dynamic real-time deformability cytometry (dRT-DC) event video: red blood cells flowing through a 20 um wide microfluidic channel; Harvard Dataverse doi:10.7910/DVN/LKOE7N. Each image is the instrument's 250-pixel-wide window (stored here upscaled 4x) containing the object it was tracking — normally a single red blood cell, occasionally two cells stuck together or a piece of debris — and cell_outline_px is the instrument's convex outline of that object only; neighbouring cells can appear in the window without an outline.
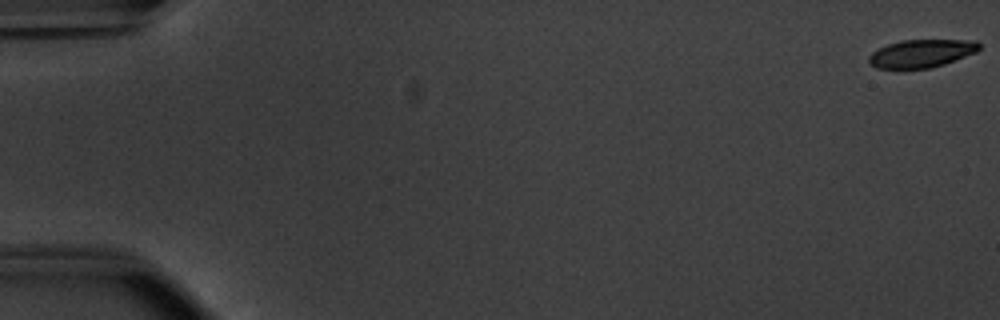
{"species": "common noctule bat (a hibernating species)", "species_latin": "Nyctalus noctula", "temperature_condition": "warm", "stored_images_in_passage": 53, "camera_frame_rate_fps": 3000, "um_per_image_px": 0.085, "animal": {"sex": "male", "body_mass_g": 20.1, "forearm_length_mm": 53.5}, "frame": {"image": 1, "passage_image": 1, "time_ms": 0.0, "image_size_px": [1000, 320], "cell_outline_px": [[980, 48], [976, 52], [944, 64], [928, 68], [876, 68], [868, 60], [868, 56], [872, 52], [888, 44], [900, 40], [976, 40], [980, 44]], "centroid_in_image_um": [78.33, 4.53], "position_along_channel_um": 6.7, "area_um2": 17.8}}
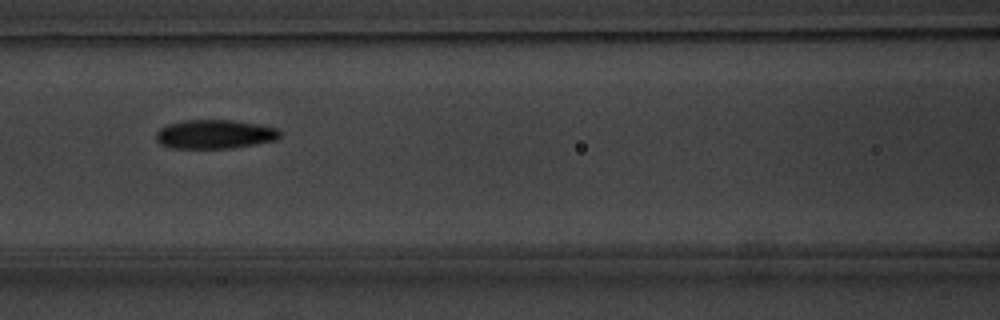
{"frame": {"image": 2, "passage_image": 25, "time_ms": 8.0, "image_size_px": [1000, 320], "cell_outline_px": [[280, 136], [276, 140], [256, 144], [232, 148], [172, 148], [160, 144], [156, 140], [156, 132], [160, 128], [168, 124], [184, 120], [232, 120], [260, 124], [276, 128], [280, 132]], "centroid_in_image_um": [18.25, 11.41], "position_along_channel_um": 148.4, "area_um2": 20.98}}
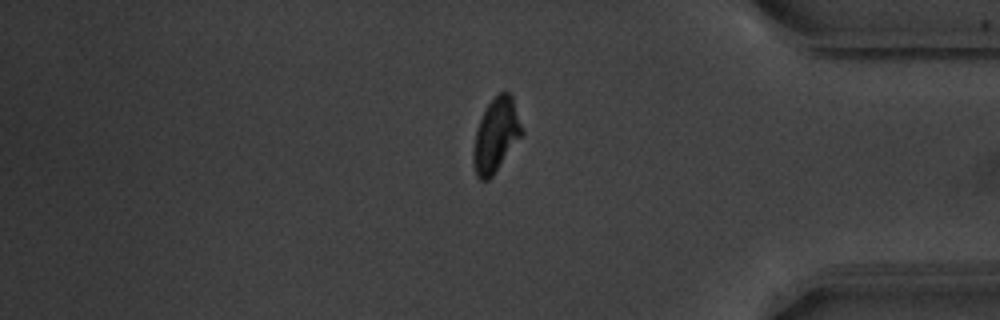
{"frame": {"image": 3, "passage_image": 46, "time_ms": 15.0, "image_size_px": [1000, 320], "cell_outline_px": [[524, 132], [492, 176], [488, 180], [480, 180], [476, 176], [472, 160], [472, 152], [476, 132], [480, 120], [488, 104], [504, 88], [512, 96]], "centroid_in_image_um": [42.15, 11.49], "position_along_channel_um": 393.1, "area_um2": 20.63}}